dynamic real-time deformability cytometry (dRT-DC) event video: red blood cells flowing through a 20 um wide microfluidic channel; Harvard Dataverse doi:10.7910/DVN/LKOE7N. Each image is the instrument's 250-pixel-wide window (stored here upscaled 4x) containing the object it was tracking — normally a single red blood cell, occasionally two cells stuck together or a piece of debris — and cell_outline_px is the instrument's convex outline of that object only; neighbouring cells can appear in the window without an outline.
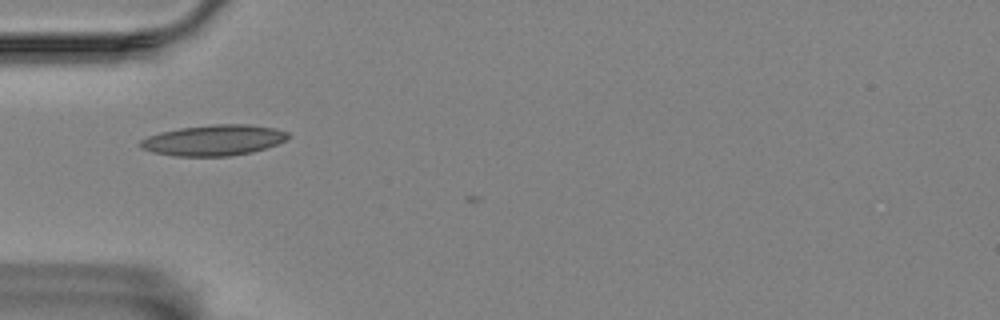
{"species": "Egyptian fruit bat (a non-hibernating species)", "species_latin": "Rousettus aegyptiacus", "temperature_condition": "room temperature", "stored_images_in_passage": 5, "camera_frame_rate_fps": 3000, "um_per_image_px": 0.085, "animal": {"sex": "female"}, "frame": {"image": 1, "passage_image": 4, "time_ms": 1.0, "image_size_px": [1000, 320], "cell_outline_px": [[292, 136], [288, 140], [252, 152], [228, 156], [176, 156], [152, 152], [140, 148], [140, 140], [148, 136], [160, 132], [180, 128], [212, 124], [248, 124], [276, 128], [288, 132]], "centroid_in_image_um": [18.19, 11.91], "position_along_channel_um": 66.8, "area_um2": 26.59}}